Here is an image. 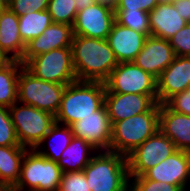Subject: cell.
<instances>
[{
  "mask_svg": "<svg viewBox=\"0 0 190 191\" xmlns=\"http://www.w3.org/2000/svg\"><path fill=\"white\" fill-rule=\"evenodd\" d=\"M155 103L157 95L105 93L104 97V105L112 124L147 112Z\"/></svg>",
  "mask_w": 190,
  "mask_h": 191,
  "instance_id": "obj_14",
  "label": "cell"
},
{
  "mask_svg": "<svg viewBox=\"0 0 190 191\" xmlns=\"http://www.w3.org/2000/svg\"><path fill=\"white\" fill-rule=\"evenodd\" d=\"M147 36L114 21L107 42L118 63L133 62L142 50Z\"/></svg>",
  "mask_w": 190,
  "mask_h": 191,
  "instance_id": "obj_18",
  "label": "cell"
},
{
  "mask_svg": "<svg viewBox=\"0 0 190 191\" xmlns=\"http://www.w3.org/2000/svg\"><path fill=\"white\" fill-rule=\"evenodd\" d=\"M175 57L169 40L149 36L133 62L143 71L158 79Z\"/></svg>",
  "mask_w": 190,
  "mask_h": 191,
  "instance_id": "obj_16",
  "label": "cell"
},
{
  "mask_svg": "<svg viewBox=\"0 0 190 191\" xmlns=\"http://www.w3.org/2000/svg\"><path fill=\"white\" fill-rule=\"evenodd\" d=\"M76 0H49L48 12L55 23L73 25L77 15Z\"/></svg>",
  "mask_w": 190,
  "mask_h": 191,
  "instance_id": "obj_28",
  "label": "cell"
},
{
  "mask_svg": "<svg viewBox=\"0 0 190 191\" xmlns=\"http://www.w3.org/2000/svg\"><path fill=\"white\" fill-rule=\"evenodd\" d=\"M62 170L57 162L49 160L34 149L23 158L20 177L12 191H58Z\"/></svg>",
  "mask_w": 190,
  "mask_h": 191,
  "instance_id": "obj_5",
  "label": "cell"
},
{
  "mask_svg": "<svg viewBox=\"0 0 190 191\" xmlns=\"http://www.w3.org/2000/svg\"><path fill=\"white\" fill-rule=\"evenodd\" d=\"M89 152H91V154L93 152L97 153L98 150L85 140L73 136L71 143L61 154L57 165L63 173L83 171L94 156H88Z\"/></svg>",
  "mask_w": 190,
  "mask_h": 191,
  "instance_id": "obj_23",
  "label": "cell"
},
{
  "mask_svg": "<svg viewBox=\"0 0 190 191\" xmlns=\"http://www.w3.org/2000/svg\"><path fill=\"white\" fill-rule=\"evenodd\" d=\"M115 21L134 31L151 36L149 13L143 10H114Z\"/></svg>",
  "mask_w": 190,
  "mask_h": 191,
  "instance_id": "obj_27",
  "label": "cell"
},
{
  "mask_svg": "<svg viewBox=\"0 0 190 191\" xmlns=\"http://www.w3.org/2000/svg\"><path fill=\"white\" fill-rule=\"evenodd\" d=\"M24 146H0V189L11 190L18 182L25 153Z\"/></svg>",
  "mask_w": 190,
  "mask_h": 191,
  "instance_id": "obj_22",
  "label": "cell"
},
{
  "mask_svg": "<svg viewBox=\"0 0 190 191\" xmlns=\"http://www.w3.org/2000/svg\"><path fill=\"white\" fill-rule=\"evenodd\" d=\"M66 86L38 79L23 67L18 77L17 102L34 106L55 116Z\"/></svg>",
  "mask_w": 190,
  "mask_h": 191,
  "instance_id": "obj_6",
  "label": "cell"
},
{
  "mask_svg": "<svg viewBox=\"0 0 190 191\" xmlns=\"http://www.w3.org/2000/svg\"><path fill=\"white\" fill-rule=\"evenodd\" d=\"M71 50L79 81L105 82L118 65L106 39L73 35Z\"/></svg>",
  "mask_w": 190,
  "mask_h": 191,
  "instance_id": "obj_1",
  "label": "cell"
},
{
  "mask_svg": "<svg viewBox=\"0 0 190 191\" xmlns=\"http://www.w3.org/2000/svg\"><path fill=\"white\" fill-rule=\"evenodd\" d=\"M158 5V0H117L114 10H143L150 12Z\"/></svg>",
  "mask_w": 190,
  "mask_h": 191,
  "instance_id": "obj_35",
  "label": "cell"
},
{
  "mask_svg": "<svg viewBox=\"0 0 190 191\" xmlns=\"http://www.w3.org/2000/svg\"><path fill=\"white\" fill-rule=\"evenodd\" d=\"M49 0H7L6 6L17 16H23L29 11H44L48 9Z\"/></svg>",
  "mask_w": 190,
  "mask_h": 191,
  "instance_id": "obj_32",
  "label": "cell"
},
{
  "mask_svg": "<svg viewBox=\"0 0 190 191\" xmlns=\"http://www.w3.org/2000/svg\"><path fill=\"white\" fill-rule=\"evenodd\" d=\"M23 67L17 60L0 66V107L9 108L17 102L18 77Z\"/></svg>",
  "mask_w": 190,
  "mask_h": 191,
  "instance_id": "obj_25",
  "label": "cell"
},
{
  "mask_svg": "<svg viewBox=\"0 0 190 191\" xmlns=\"http://www.w3.org/2000/svg\"><path fill=\"white\" fill-rule=\"evenodd\" d=\"M159 130L171 139L176 149L190 152V116L159 104Z\"/></svg>",
  "mask_w": 190,
  "mask_h": 191,
  "instance_id": "obj_19",
  "label": "cell"
},
{
  "mask_svg": "<svg viewBox=\"0 0 190 191\" xmlns=\"http://www.w3.org/2000/svg\"><path fill=\"white\" fill-rule=\"evenodd\" d=\"M143 175L147 179L177 185L189 191L190 154L177 149L166 160L150 168Z\"/></svg>",
  "mask_w": 190,
  "mask_h": 191,
  "instance_id": "obj_13",
  "label": "cell"
},
{
  "mask_svg": "<svg viewBox=\"0 0 190 191\" xmlns=\"http://www.w3.org/2000/svg\"><path fill=\"white\" fill-rule=\"evenodd\" d=\"M58 191H91L84 171L65 172L62 174Z\"/></svg>",
  "mask_w": 190,
  "mask_h": 191,
  "instance_id": "obj_31",
  "label": "cell"
},
{
  "mask_svg": "<svg viewBox=\"0 0 190 191\" xmlns=\"http://www.w3.org/2000/svg\"><path fill=\"white\" fill-rule=\"evenodd\" d=\"M24 67L36 78L57 84L76 81L71 47L53 49L31 58Z\"/></svg>",
  "mask_w": 190,
  "mask_h": 191,
  "instance_id": "obj_8",
  "label": "cell"
},
{
  "mask_svg": "<svg viewBox=\"0 0 190 191\" xmlns=\"http://www.w3.org/2000/svg\"><path fill=\"white\" fill-rule=\"evenodd\" d=\"M172 4L177 9L180 16L187 23H190V0H174Z\"/></svg>",
  "mask_w": 190,
  "mask_h": 191,
  "instance_id": "obj_36",
  "label": "cell"
},
{
  "mask_svg": "<svg viewBox=\"0 0 190 191\" xmlns=\"http://www.w3.org/2000/svg\"><path fill=\"white\" fill-rule=\"evenodd\" d=\"M176 150L173 141L158 130L127 156L129 177L143 175Z\"/></svg>",
  "mask_w": 190,
  "mask_h": 191,
  "instance_id": "obj_10",
  "label": "cell"
},
{
  "mask_svg": "<svg viewBox=\"0 0 190 191\" xmlns=\"http://www.w3.org/2000/svg\"><path fill=\"white\" fill-rule=\"evenodd\" d=\"M74 137L90 143L98 151H110L112 123L106 106L70 125Z\"/></svg>",
  "mask_w": 190,
  "mask_h": 191,
  "instance_id": "obj_12",
  "label": "cell"
},
{
  "mask_svg": "<svg viewBox=\"0 0 190 191\" xmlns=\"http://www.w3.org/2000/svg\"><path fill=\"white\" fill-rule=\"evenodd\" d=\"M151 36L169 40L187 22L180 16L172 3H158L149 12Z\"/></svg>",
  "mask_w": 190,
  "mask_h": 191,
  "instance_id": "obj_21",
  "label": "cell"
},
{
  "mask_svg": "<svg viewBox=\"0 0 190 191\" xmlns=\"http://www.w3.org/2000/svg\"><path fill=\"white\" fill-rule=\"evenodd\" d=\"M73 139V133L70 126L61 125L55 122L46 136L41 140V142L34 148V150L41 156L58 162L61 157V154L64 152L67 146L71 143ZM49 140L50 150L43 151L39 150L40 146H43L45 141Z\"/></svg>",
  "mask_w": 190,
  "mask_h": 191,
  "instance_id": "obj_24",
  "label": "cell"
},
{
  "mask_svg": "<svg viewBox=\"0 0 190 191\" xmlns=\"http://www.w3.org/2000/svg\"><path fill=\"white\" fill-rule=\"evenodd\" d=\"M93 3H104L114 7L117 3V0H76L75 1L77 11L84 9L85 7L90 6Z\"/></svg>",
  "mask_w": 190,
  "mask_h": 191,
  "instance_id": "obj_37",
  "label": "cell"
},
{
  "mask_svg": "<svg viewBox=\"0 0 190 191\" xmlns=\"http://www.w3.org/2000/svg\"><path fill=\"white\" fill-rule=\"evenodd\" d=\"M129 191H185L182 187L147 179L144 175L130 177Z\"/></svg>",
  "mask_w": 190,
  "mask_h": 191,
  "instance_id": "obj_29",
  "label": "cell"
},
{
  "mask_svg": "<svg viewBox=\"0 0 190 191\" xmlns=\"http://www.w3.org/2000/svg\"><path fill=\"white\" fill-rule=\"evenodd\" d=\"M104 82L79 81L68 84L64 90L55 122L70 126L84 117L93 115L104 105Z\"/></svg>",
  "mask_w": 190,
  "mask_h": 191,
  "instance_id": "obj_2",
  "label": "cell"
},
{
  "mask_svg": "<svg viewBox=\"0 0 190 191\" xmlns=\"http://www.w3.org/2000/svg\"><path fill=\"white\" fill-rule=\"evenodd\" d=\"M104 83L105 93L157 95V79L134 62L118 63Z\"/></svg>",
  "mask_w": 190,
  "mask_h": 191,
  "instance_id": "obj_9",
  "label": "cell"
},
{
  "mask_svg": "<svg viewBox=\"0 0 190 191\" xmlns=\"http://www.w3.org/2000/svg\"><path fill=\"white\" fill-rule=\"evenodd\" d=\"M174 0H158V3H172Z\"/></svg>",
  "mask_w": 190,
  "mask_h": 191,
  "instance_id": "obj_40",
  "label": "cell"
},
{
  "mask_svg": "<svg viewBox=\"0 0 190 191\" xmlns=\"http://www.w3.org/2000/svg\"><path fill=\"white\" fill-rule=\"evenodd\" d=\"M176 56L190 57V23H187L182 29L169 39Z\"/></svg>",
  "mask_w": 190,
  "mask_h": 191,
  "instance_id": "obj_33",
  "label": "cell"
},
{
  "mask_svg": "<svg viewBox=\"0 0 190 191\" xmlns=\"http://www.w3.org/2000/svg\"><path fill=\"white\" fill-rule=\"evenodd\" d=\"M6 7V0H0V12Z\"/></svg>",
  "mask_w": 190,
  "mask_h": 191,
  "instance_id": "obj_39",
  "label": "cell"
},
{
  "mask_svg": "<svg viewBox=\"0 0 190 191\" xmlns=\"http://www.w3.org/2000/svg\"><path fill=\"white\" fill-rule=\"evenodd\" d=\"M10 59H8L5 54L0 49V66L6 64Z\"/></svg>",
  "mask_w": 190,
  "mask_h": 191,
  "instance_id": "obj_38",
  "label": "cell"
},
{
  "mask_svg": "<svg viewBox=\"0 0 190 191\" xmlns=\"http://www.w3.org/2000/svg\"><path fill=\"white\" fill-rule=\"evenodd\" d=\"M18 17L19 34L25 44L40 36L53 22L48 10L29 11L25 15Z\"/></svg>",
  "mask_w": 190,
  "mask_h": 191,
  "instance_id": "obj_26",
  "label": "cell"
},
{
  "mask_svg": "<svg viewBox=\"0 0 190 191\" xmlns=\"http://www.w3.org/2000/svg\"><path fill=\"white\" fill-rule=\"evenodd\" d=\"M25 45L19 34V17L6 6L0 12V49L8 59L20 61Z\"/></svg>",
  "mask_w": 190,
  "mask_h": 191,
  "instance_id": "obj_20",
  "label": "cell"
},
{
  "mask_svg": "<svg viewBox=\"0 0 190 191\" xmlns=\"http://www.w3.org/2000/svg\"><path fill=\"white\" fill-rule=\"evenodd\" d=\"M114 21V7L93 3L77 12L72 25L73 35L107 39Z\"/></svg>",
  "mask_w": 190,
  "mask_h": 191,
  "instance_id": "obj_11",
  "label": "cell"
},
{
  "mask_svg": "<svg viewBox=\"0 0 190 191\" xmlns=\"http://www.w3.org/2000/svg\"><path fill=\"white\" fill-rule=\"evenodd\" d=\"M15 102L9 107L12 123L21 146L34 149L55 123V116L38 108Z\"/></svg>",
  "mask_w": 190,
  "mask_h": 191,
  "instance_id": "obj_7",
  "label": "cell"
},
{
  "mask_svg": "<svg viewBox=\"0 0 190 191\" xmlns=\"http://www.w3.org/2000/svg\"><path fill=\"white\" fill-rule=\"evenodd\" d=\"M159 130V104L147 112L112 124L110 151L127 157Z\"/></svg>",
  "mask_w": 190,
  "mask_h": 191,
  "instance_id": "obj_4",
  "label": "cell"
},
{
  "mask_svg": "<svg viewBox=\"0 0 190 191\" xmlns=\"http://www.w3.org/2000/svg\"><path fill=\"white\" fill-rule=\"evenodd\" d=\"M73 30L71 25L55 23L46 28L40 36L25 45L20 62L25 65L31 58L53 49L71 47Z\"/></svg>",
  "mask_w": 190,
  "mask_h": 191,
  "instance_id": "obj_17",
  "label": "cell"
},
{
  "mask_svg": "<svg viewBox=\"0 0 190 191\" xmlns=\"http://www.w3.org/2000/svg\"><path fill=\"white\" fill-rule=\"evenodd\" d=\"M190 88V57L176 56L157 79V103L165 104L171 97Z\"/></svg>",
  "mask_w": 190,
  "mask_h": 191,
  "instance_id": "obj_15",
  "label": "cell"
},
{
  "mask_svg": "<svg viewBox=\"0 0 190 191\" xmlns=\"http://www.w3.org/2000/svg\"><path fill=\"white\" fill-rule=\"evenodd\" d=\"M0 146H21L9 108L6 107H0Z\"/></svg>",
  "mask_w": 190,
  "mask_h": 191,
  "instance_id": "obj_30",
  "label": "cell"
},
{
  "mask_svg": "<svg viewBox=\"0 0 190 191\" xmlns=\"http://www.w3.org/2000/svg\"><path fill=\"white\" fill-rule=\"evenodd\" d=\"M165 104L174 112L190 116V88L175 94Z\"/></svg>",
  "mask_w": 190,
  "mask_h": 191,
  "instance_id": "obj_34",
  "label": "cell"
},
{
  "mask_svg": "<svg viewBox=\"0 0 190 191\" xmlns=\"http://www.w3.org/2000/svg\"><path fill=\"white\" fill-rule=\"evenodd\" d=\"M91 191H129L127 157L112 151H98L83 169Z\"/></svg>",
  "mask_w": 190,
  "mask_h": 191,
  "instance_id": "obj_3",
  "label": "cell"
}]
</instances>
